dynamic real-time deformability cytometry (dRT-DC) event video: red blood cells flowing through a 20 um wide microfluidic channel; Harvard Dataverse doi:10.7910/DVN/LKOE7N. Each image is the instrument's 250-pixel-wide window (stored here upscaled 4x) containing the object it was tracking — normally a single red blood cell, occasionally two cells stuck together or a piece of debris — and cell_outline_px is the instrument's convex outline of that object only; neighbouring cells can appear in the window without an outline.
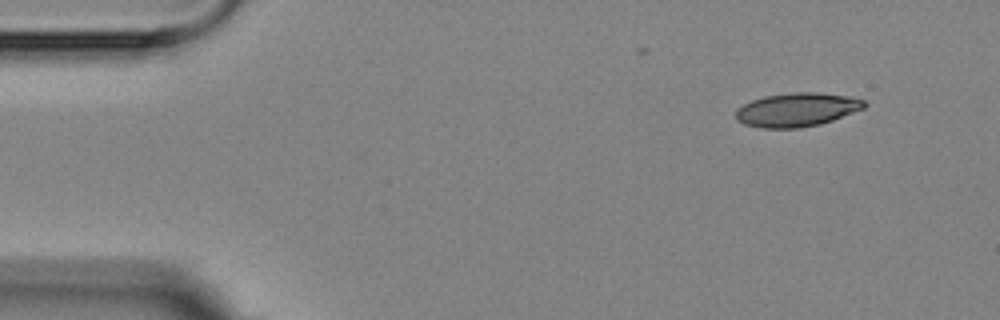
{"species": "Egyptian fruit bat (a non-hibernating species)", "species_latin": "Rousettus aegyptiacus", "temperature_condition": "room temperature", "stored_images_in_passage": 4, "camera_frame_rate_fps": 3000, "um_per_image_px": 0.085, "animal": {"sex": "female"}, "frame": {"image": 1, "passage_image": 1, "time_ms": 0.0, "image_size_px": [1000, 320], "cell_outline_px": [[868, 104], [864, 108], [832, 120], [820, 124], [800, 128], [760, 128], [744, 124], [736, 120], [736, 108], [752, 100], [764, 96], [792, 92], [816, 92], [848, 96], [864, 100]], "centroid_in_image_um": [67.71, 9.32], "position_along_channel_um": 17.3, "area_um2": 25.32}}